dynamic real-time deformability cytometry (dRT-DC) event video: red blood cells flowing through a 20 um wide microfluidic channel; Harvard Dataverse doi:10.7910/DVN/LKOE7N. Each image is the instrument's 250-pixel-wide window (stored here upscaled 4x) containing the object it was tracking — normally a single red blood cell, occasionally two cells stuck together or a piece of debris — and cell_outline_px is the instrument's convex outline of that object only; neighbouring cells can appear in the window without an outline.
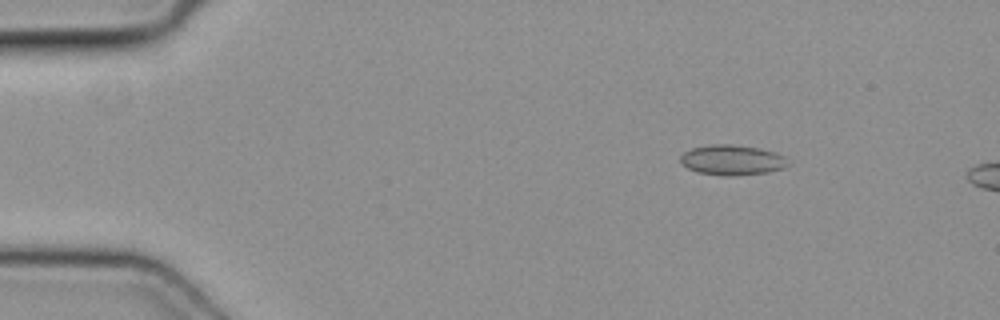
{"species": "common noctule bat (a hibernating species)", "species_latin": "Nyctalus noctula", "temperature_condition": "cold", "stored_images_in_passage": 13, "camera_frame_rate_fps": 3000, "um_per_image_px": 0.085, "animal": {"sex": "female", "body_mass_g": 19.3, "forearm_length_mm": 54.1}, "frame": {"image": 1, "passage_image": 8, "time_ms": 2.333, "image_size_px": [1000, 320], "cell_outline_px": [[788, 164], [784, 168], [768, 172], [732, 176], [724, 176], [696, 172], [688, 168], [680, 160], [680, 156], [684, 152], [692, 148], [712, 144], [728, 144], [760, 148], [776, 152], [784, 156]], "centroid_in_image_um": [62.23, 13.6], "position_along_channel_um": 22.8, "area_um2": 18.9}}